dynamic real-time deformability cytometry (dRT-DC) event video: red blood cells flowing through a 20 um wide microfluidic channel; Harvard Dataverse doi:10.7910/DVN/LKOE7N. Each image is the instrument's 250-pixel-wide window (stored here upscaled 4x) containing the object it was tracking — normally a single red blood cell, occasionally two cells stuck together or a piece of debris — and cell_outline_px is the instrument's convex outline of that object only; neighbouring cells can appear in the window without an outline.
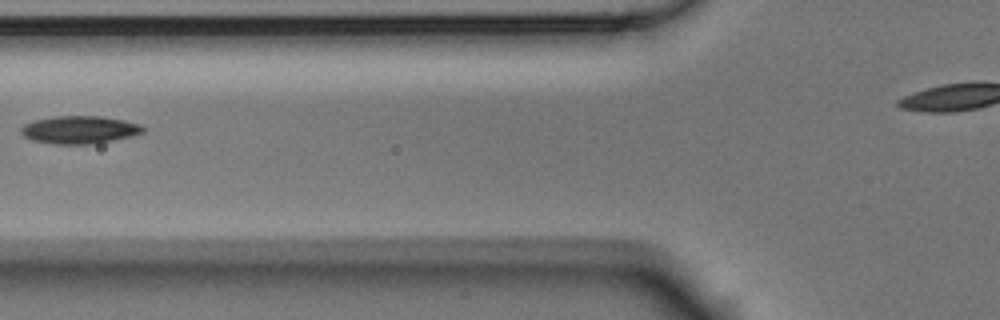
{"species": "Egyptian fruit bat (a non-hibernating species)", "species_latin": "Rousettus aegyptiacus", "temperature_condition": "room temperature", "stored_images_in_passage": 3, "camera_frame_rate_fps": 3000, "um_per_image_px": 0.085, "animal": {"sex": "male"}, "frame": {"image": 1, "passage_image": 3, "time_ms": 0.667, "image_size_px": [1000, 320], "cell_outline_px": [[144, 132], [132, 136], [112, 140], [88, 144], [56, 144], [32, 140], [24, 136], [20, 132], [20, 128], [24, 124], [36, 120], [52, 116], [100, 116], [124, 120], [140, 124], [144, 128]], "centroid_in_image_um": [6.75, 11.02], "position_along_channel_um": 119.1, "area_um2": 19.65}}